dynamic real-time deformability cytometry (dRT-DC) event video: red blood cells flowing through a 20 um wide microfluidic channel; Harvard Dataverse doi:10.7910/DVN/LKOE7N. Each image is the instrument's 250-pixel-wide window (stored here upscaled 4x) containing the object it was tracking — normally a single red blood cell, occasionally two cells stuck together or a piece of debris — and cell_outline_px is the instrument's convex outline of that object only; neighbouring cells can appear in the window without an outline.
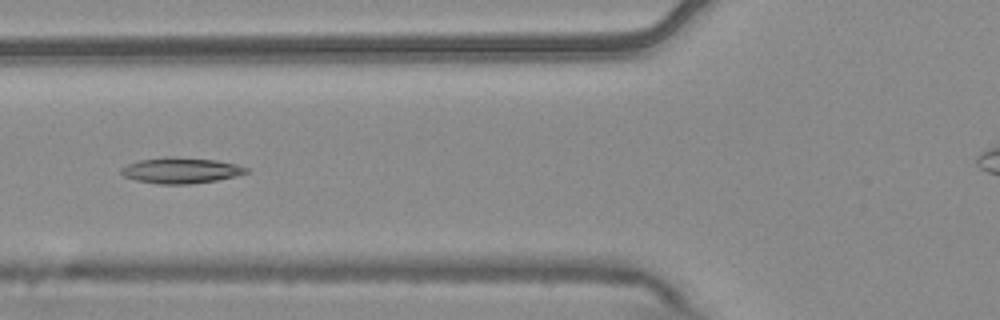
{"species": "common noctule bat (a hibernating species)", "species_latin": "Nyctalus noctula", "temperature_condition": "warm", "stored_images_in_passage": 9, "camera_frame_rate_fps": 3000, "um_per_image_px": 0.085, "animal": {"sex": "male", "body_mass_g": 20.4}, "frame": {"image": 1, "passage_image": 6, "time_ms": 1.667, "image_size_px": [1000, 320], "cell_outline_px": [[248, 172], [236, 176], [216, 180], [192, 184], [160, 184], [136, 180], [124, 176], [120, 172], [120, 168], [128, 164], [140, 160], [164, 156], [168, 156], [216, 160], [236, 164], [248, 168]], "centroid_in_image_um": [15.36, 14.48], "position_along_channel_um": 110.4, "area_um2": 18.79}}
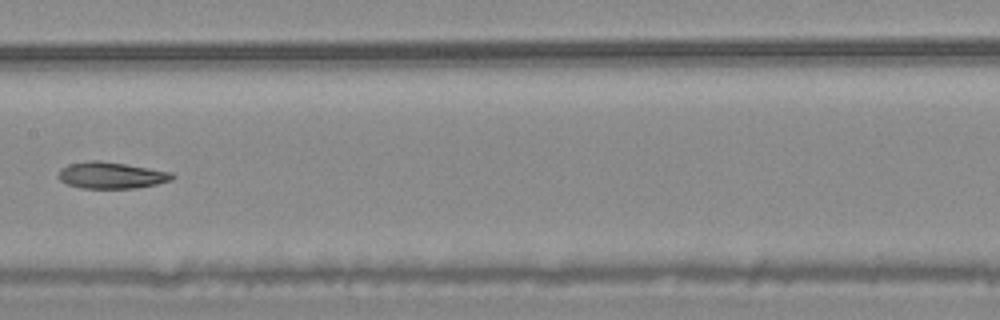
{"frame": {"image": 2, "passage_image": 8, "time_ms": 2.333, "image_size_px": [1000, 320], "cell_outline_px": [[176, 176], [172, 180], [156, 184], [136, 188], [80, 188], [68, 184], [60, 180], [56, 176], [60, 168], [68, 164], [88, 160], [96, 160], [124, 164], [172, 172]], "centroid_in_image_um": [9.42, 14.9], "position_along_channel_um": 198.0, "area_um2": 17.63}}
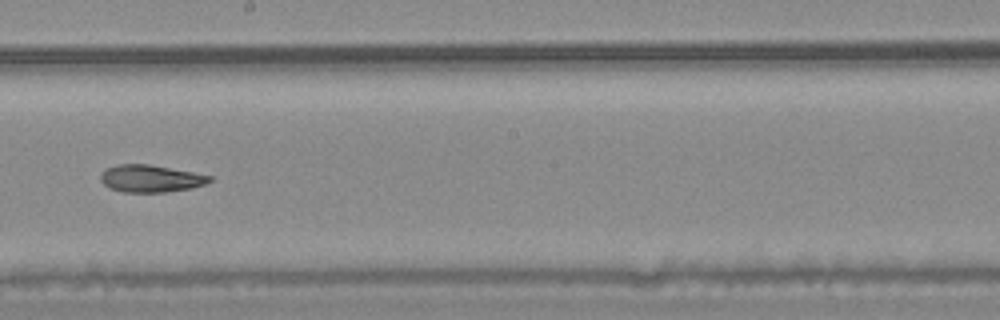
{"frame": {"image": 3, "passage_image": 9, "time_ms": 2.667, "image_size_px": [1000, 320], "cell_outline_px": [[212, 180], [204, 184], [192, 188], [164, 192], [124, 192], [108, 188], [100, 180], [100, 176], [104, 168], [116, 164], [148, 164], [192, 172], [212, 176]], "centroid_in_image_um": [12.76, 15.17], "position_along_channel_um": 235.4, "area_um2": 17.34}}